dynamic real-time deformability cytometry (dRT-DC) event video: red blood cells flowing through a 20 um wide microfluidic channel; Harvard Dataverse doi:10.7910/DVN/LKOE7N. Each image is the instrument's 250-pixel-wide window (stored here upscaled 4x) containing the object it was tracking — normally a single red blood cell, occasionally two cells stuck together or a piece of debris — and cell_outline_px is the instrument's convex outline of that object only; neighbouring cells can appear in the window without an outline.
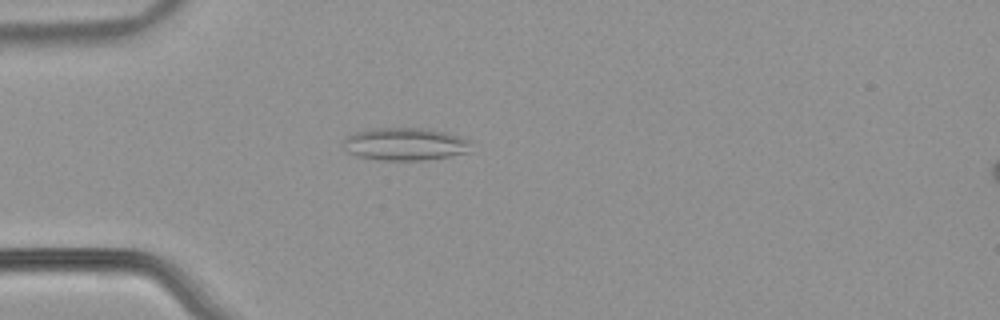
{"species": "common noctule bat (a hibernating species)", "species_latin": "Nyctalus noctula", "temperature_condition": "warm", "stored_images_in_passage": 54, "camera_frame_rate_fps": 3000, "um_per_image_px": 0.085, "animal": {"sex": "male", "body_mass_g": 21.5, "forearm_length_mm": 52.0}, "frame": {"image": 1, "passage_image": 16, "time_ms": 5.0, "image_size_px": [1000, 320], "cell_outline_px": [[472, 152], [452, 156], [424, 160], [380, 160], [356, 156], [348, 152], [344, 148], [344, 140], [348, 136], [356, 132], [368, 128], [424, 128], [444, 132], [472, 140]], "centroid_in_image_um": [34.49, 12.25], "position_along_channel_um": 50.5, "area_um2": 24.62}}
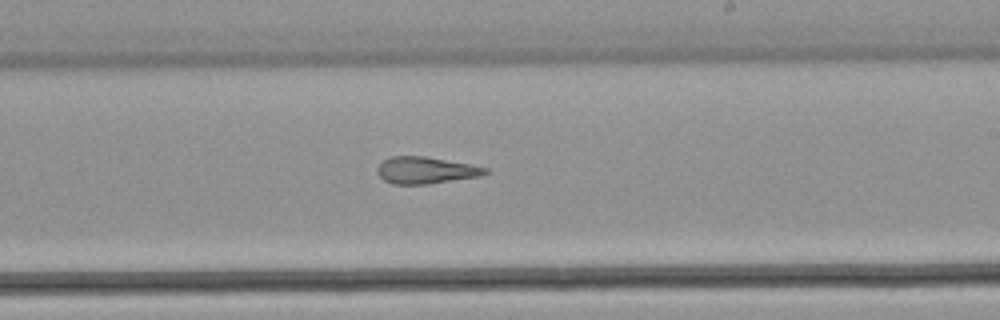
{"frame": {"image": 2, "passage_image": 33, "time_ms": 10.667, "image_size_px": [1000, 320], "cell_outline_px": [[488, 172], [480, 176], [428, 184], [392, 184], [384, 180], [376, 172], [376, 168], [384, 160], [392, 156], [424, 156], [472, 164], [488, 168]], "centroid_in_image_um": [36.18, 14.47], "position_along_channel_um": 252.8, "area_um2": 16.88}}
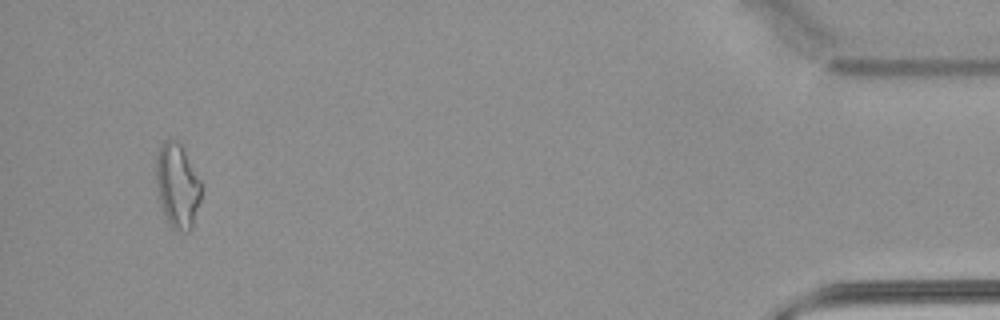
{"frame": {"image": 3, "passage_image": 52, "time_ms": 17.0, "image_size_px": [1000, 320], "cell_outline_px": [[200, 200], [192, 228], [188, 232], [176, 232], [168, 224], [160, 204], [156, 188], [156, 156], [164, 140], [172, 140], [180, 144], [200, 180]], "centroid_in_image_um": [15.05, 15.86], "position_along_channel_um": 420.1, "area_um2": 22.08}, "authors_computed_cell_mechanics": {"area_um2": 19.7098, "velocity_mm_per_s": 3.8068, "shape_relaxation_time_tau1_ms": null, "shape_relaxation_time_tau2_ms": 3.9, "deformation_change_tau1": null, "deformation_change_tau2": 0.153}}